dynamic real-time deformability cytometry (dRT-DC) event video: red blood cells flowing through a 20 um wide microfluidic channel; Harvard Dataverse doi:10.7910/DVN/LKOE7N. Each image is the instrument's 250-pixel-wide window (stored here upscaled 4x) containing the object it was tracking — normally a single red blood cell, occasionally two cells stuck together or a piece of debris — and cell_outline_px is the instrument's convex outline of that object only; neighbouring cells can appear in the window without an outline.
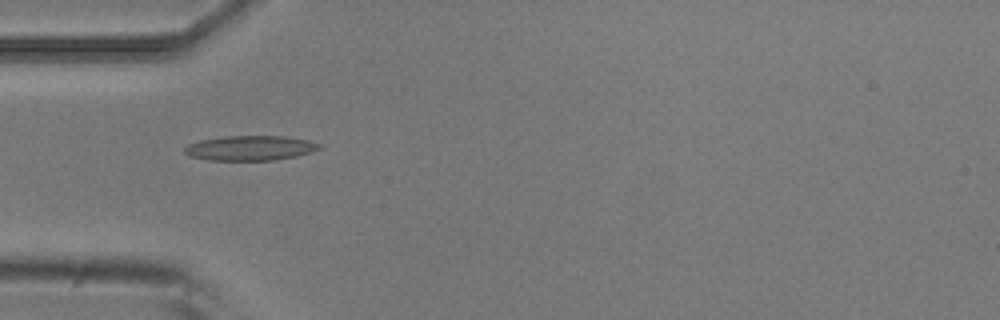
{"species": "common noctule bat (a hibernating species)", "species_latin": "Nyctalus noctula", "temperature_condition": "room temperature", "stored_images_in_passage": 9, "camera_frame_rate_fps": 3000, "um_per_image_px": 0.085, "animal": {"sex": "male", "body_mass_g": 20.5, "forearm_length_mm": 52.5}, "frame": {"image": 1, "passage_image": 4, "time_ms": 1.0, "image_size_px": [1000, 320], "cell_outline_px": [[324, 144], [320, 148], [296, 156], [272, 160], [208, 160], [188, 156], [184, 152], [184, 148], [188, 144], [200, 140], [224, 136], [288, 136], [308, 140]], "centroid_in_image_um": [21.25, 12.57], "position_along_channel_um": 63.8, "area_um2": 19.54}}
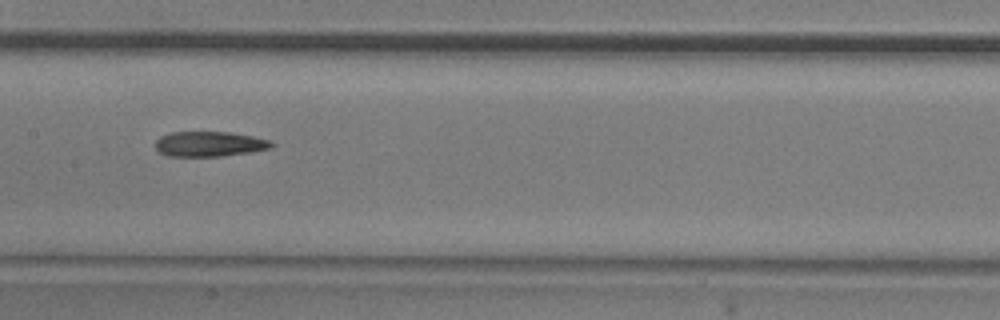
{"frame": {"image": 2, "passage_image": 7, "time_ms": 2.0, "image_size_px": [1000, 320], "cell_outline_px": [[276, 144], [272, 148], [252, 152], [220, 156], [168, 156], [160, 152], [156, 148], [156, 140], [160, 136], [172, 132], [228, 132], [252, 136], [272, 140]], "centroid_in_image_um": [17.85, 12.24], "position_along_channel_um": 189.5, "area_um2": 17.05}}
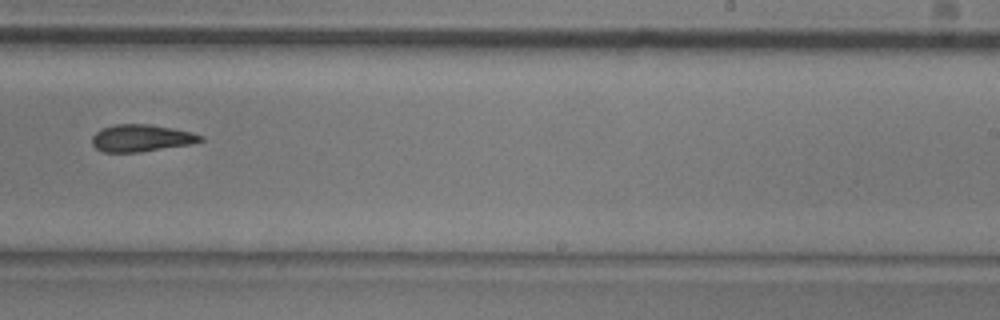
{"frame": {"image": 3, "passage_image": 9, "time_ms": 2.667, "image_size_px": [1000, 320], "cell_outline_px": [[204, 140], [192, 144], [140, 152], [104, 152], [96, 148], [92, 144], [92, 136], [100, 128], [116, 124], [148, 124], [172, 128], [192, 132], [204, 136]], "centroid_in_image_um": [12.02, 11.73], "position_along_channel_um": 277.0, "area_um2": 17.22}}